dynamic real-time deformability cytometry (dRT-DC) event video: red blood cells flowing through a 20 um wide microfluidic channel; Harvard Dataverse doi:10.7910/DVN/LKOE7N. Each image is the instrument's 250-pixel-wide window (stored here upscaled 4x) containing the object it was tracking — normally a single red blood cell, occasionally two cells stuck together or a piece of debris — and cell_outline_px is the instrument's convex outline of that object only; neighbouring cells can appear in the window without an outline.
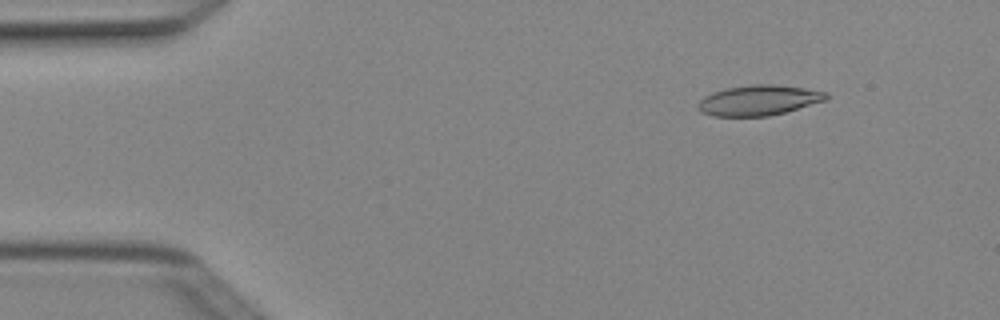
{"species": "Egyptian fruit bat (a non-hibernating species)", "species_latin": "Rousettus aegyptiacus", "temperature_condition": "cold", "stored_images_in_passage": 6, "camera_frame_rate_fps": 3000, "um_per_image_px": 0.085, "animal": {"sex": "female"}, "frame": {"image": 1, "passage_image": 2, "time_ms": 0.333, "image_size_px": [1000, 320], "cell_outline_px": [[828, 100], [784, 112], [768, 116], [712, 116], [700, 112], [700, 100], [704, 96], [712, 92], [728, 88], [752, 84], [772, 84], [804, 88], [828, 92]], "centroid_in_image_um": [64.52, 8.52], "position_along_channel_um": 20.5, "area_um2": 22.48}}
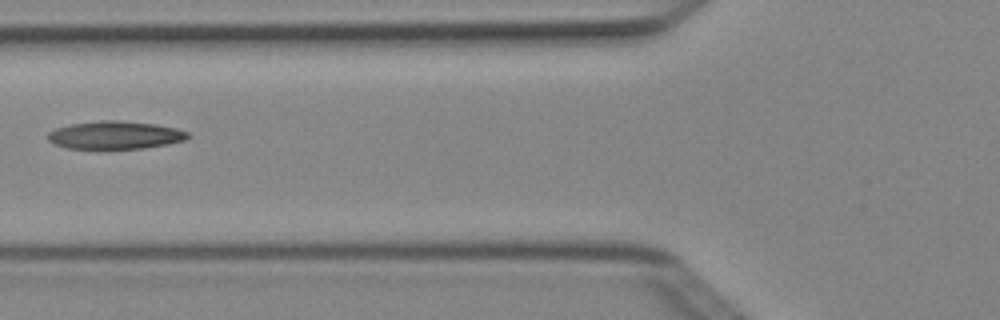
{"frame": {"image": 2, "passage_image": 5, "time_ms": 1.333, "image_size_px": [1000, 320], "cell_outline_px": [[192, 136], [188, 140], [168, 144], [144, 148], [68, 148], [56, 144], [48, 140], [48, 132], [56, 128], [72, 124], [100, 120], [116, 120], [156, 124], [176, 128], [188, 132]], "centroid_in_image_um": [9.85, 11.48], "position_along_channel_um": 115.9, "area_um2": 22.72}}
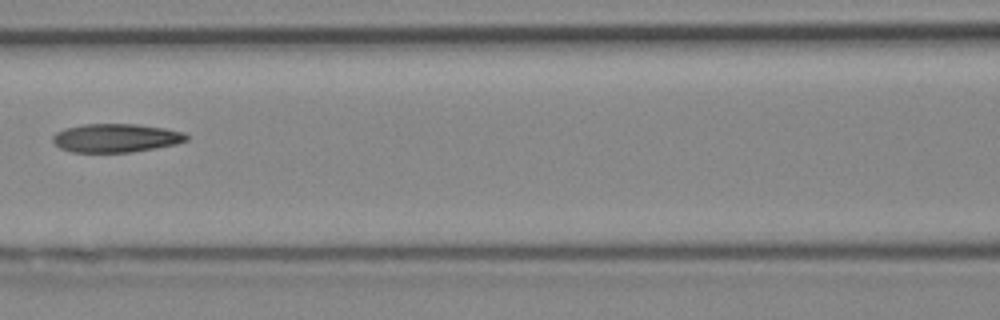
{"frame": {"image": 3, "passage_image": 6, "time_ms": 1.667, "image_size_px": [1000, 320], "cell_outline_px": [[188, 140], [176, 144], [156, 148], [132, 152], [72, 152], [60, 148], [52, 140], [52, 136], [56, 132], [64, 128], [84, 124], [136, 124], [164, 128], [184, 132], [188, 136]], "centroid_in_image_um": [9.85, 11.73], "position_along_channel_um": 156.7, "area_um2": 22.31}}